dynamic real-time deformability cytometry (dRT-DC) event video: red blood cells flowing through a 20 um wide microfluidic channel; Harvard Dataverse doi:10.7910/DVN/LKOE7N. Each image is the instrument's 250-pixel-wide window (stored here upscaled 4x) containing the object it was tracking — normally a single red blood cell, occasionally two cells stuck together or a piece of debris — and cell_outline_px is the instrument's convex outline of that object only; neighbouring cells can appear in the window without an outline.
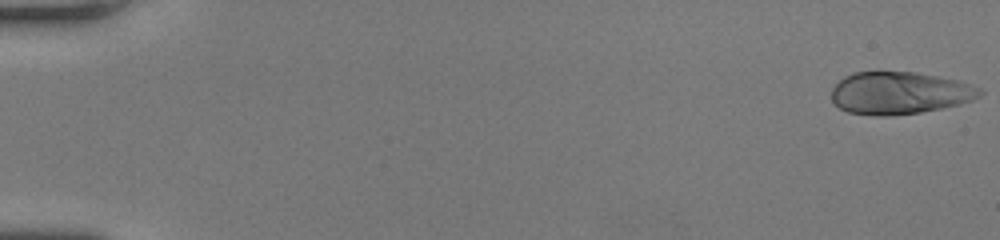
{"species": "human", "species_latin": "Homo sapiens", "temperature_condition": "room temperature", "stored_images_in_passage": 50, "camera_frame_rate_fps": 3000, "um_per_image_px": 0.085, "donor": {"sex": "female"}, "frame": {"image": 1, "passage_image": 1, "time_ms": 0.0, "image_size_px": [1000, 240], "cell_outline_px": [[984, 92], [980, 96], [972, 100], [960, 104], [920, 112], [888, 116], [876, 116], [848, 112], [832, 104], [832, 88], [844, 76], [856, 72], [916, 72], [956, 80], [980, 88]], "centroid_in_image_um": [76.43, 7.91], "position_along_channel_um": 8.6, "area_um2": 36.53}}
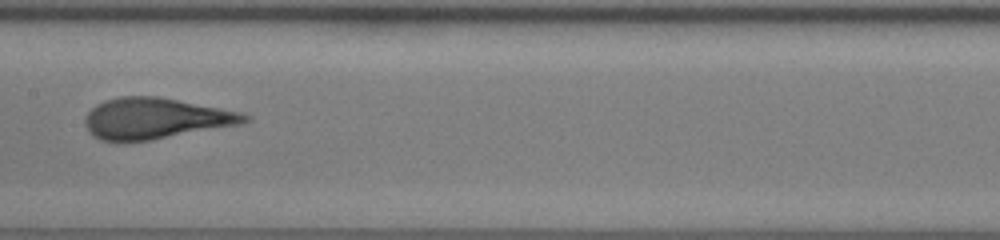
{"frame": {"image": 2, "passage_image": 27, "time_ms": 8.667, "image_size_px": [1000, 240], "cell_outline_px": [[252, 120], [240, 124], [152, 140], [100, 140], [92, 136], [88, 132], [84, 124], [84, 120], [88, 112], [96, 104], [104, 100], [120, 96], [160, 96], [240, 112], [252, 116]], "centroid_in_image_um": [13.2, 10.05], "position_along_channel_um": 194.2, "area_um2": 38.09}}
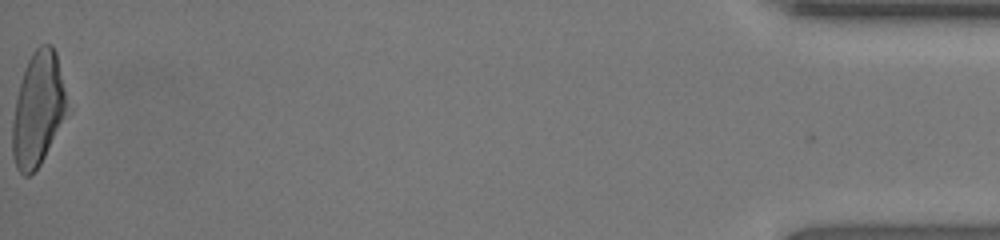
{"frame": {"image": 3, "passage_image": 50, "time_ms": 16.333, "image_size_px": [1000, 240], "cell_outline_px": [[72, 112], [40, 164], [28, 176], [24, 176], [16, 168], [12, 156], [12, 120], [16, 100], [24, 68], [32, 52], [40, 44], [52, 44], [56, 52]], "centroid_in_image_um": [3.29, 9.29], "position_along_channel_um": 431.9, "area_um2": 37.4}, "authors_computed_cell_mechanics": {"area_um2": 37.3099, "velocity_mm_per_s": 4.3265, "shape_relaxation_time_tau1_ms": 4.0912, "shape_relaxation_time_tau2_ms": null, "deformation_change_tau1": 0.2109, "deformation_change_tau2": null}}